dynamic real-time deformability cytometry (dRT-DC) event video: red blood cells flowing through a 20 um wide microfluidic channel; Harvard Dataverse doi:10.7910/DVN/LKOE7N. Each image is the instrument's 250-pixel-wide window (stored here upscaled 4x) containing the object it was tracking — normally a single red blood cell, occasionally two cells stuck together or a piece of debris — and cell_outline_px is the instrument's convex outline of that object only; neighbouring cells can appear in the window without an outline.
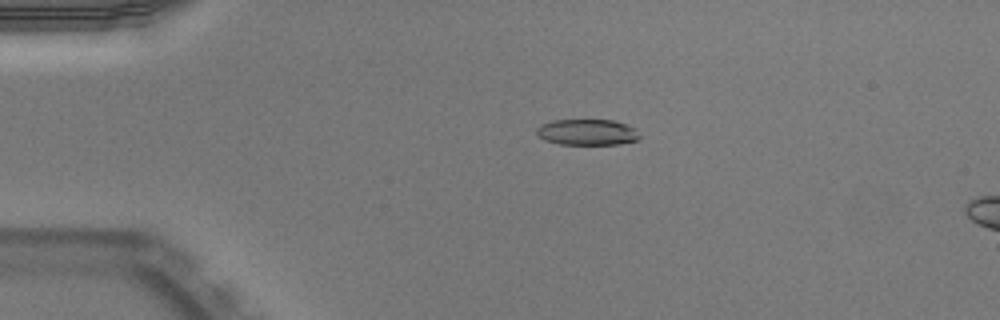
{"species": "Egyptian fruit bat (a non-hibernating species)", "species_latin": "Rousettus aegyptiacus", "temperature_condition": "warm", "stored_images_in_passage": 52, "camera_frame_rate_fps": 3000, "um_per_image_px": 0.085, "animal": {"sex": "male"}, "frame": {"image": 1, "passage_image": 12, "time_ms": 3.667, "image_size_px": [1000, 320], "cell_outline_px": [[640, 136], [636, 140], [620, 144], [560, 144], [544, 140], [536, 136], [536, 128], [540, 124], [552, 120], [612, 120], [636, 128]], "centroid_in_image_um": [49.86, 11.23], "position_along_channel_um": 35.1, "area_um2": 15.66}}
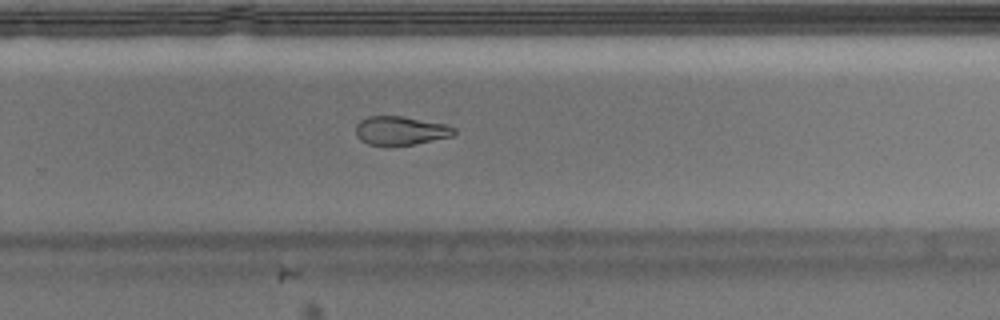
{"frame": {"image": 2, "passage_image": 35, "time_ms": 11.333, "image_size_px": [1000, 320], "cell_outline_px": [[456, 132], [452, 136], [416, 144], [388, 148], [368, 144], [360, 140], [356, 136], [356, 124], [360, 120], [368, 116], [400, 116], [444, 124], [456, 128]], "centroid_in_image_um": [34.0, 11.14], "position_along_channel_um": 295.8, "area_um2": 16.88}}
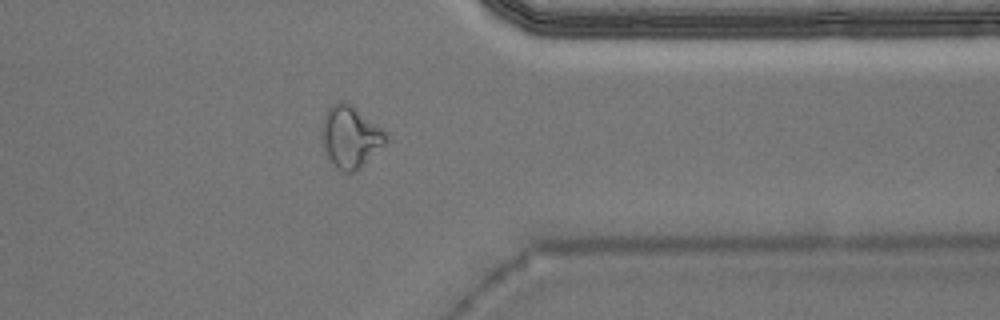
{"frame": {"image": 3, "passage_image": 42, "time_ms": 13.667, "image_size_px": [1000, 320], "cell_outline_px": [[388, 140], [356, 172], [344, 172], [336, 168], [328, 160], [324, 152], [320, 140], [320, 136], [324, 116], [328, 108], [332, 104], [340, 100], [352, 104], [384, 128], [388, 132]], "centroid_in_image_um": [29.77, 11.62], "position_along_channel_um": 381.6, "area_um2": 23.76}, "authors_computed_cell_mechanics": {"area_um2": 17.4267, "velocity_mm_per_s": 3.9703, "shape_relaxation_time_tau1_ms": null, "shape_relaxation_time_tau2_ms": 2.87, "deformation_change_tau1": null, "deformation_change_tau2": 0.0973}}